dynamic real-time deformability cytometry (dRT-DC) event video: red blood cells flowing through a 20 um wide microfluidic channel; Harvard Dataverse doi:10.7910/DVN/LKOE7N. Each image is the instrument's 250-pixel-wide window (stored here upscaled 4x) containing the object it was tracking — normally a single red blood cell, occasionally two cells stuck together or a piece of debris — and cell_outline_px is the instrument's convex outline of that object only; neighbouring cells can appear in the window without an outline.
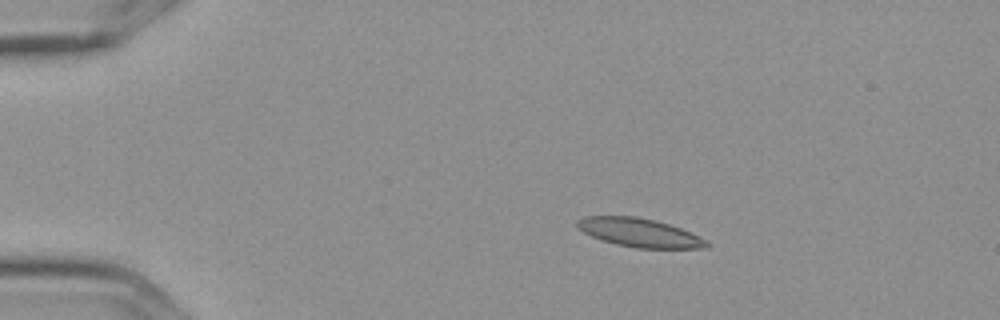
{"species": "Egyptian fruit bat (a non-hibernating species)", "species_latin": "Rousettus aegyptiacus", "temperature_condition": "cold", "stored_images_in_passage": 5, "camera_frame_rate_fps": 3000, "um_per_image_px": 0.085, "frame": {"image": 1, "passage_image": 3, "time_ms": 0.667, "image_size_px": [1000, 320], "cell_outline_px": [[712, 244], [704, 248], [636, 248], [616, 244], [592, 236], [584, 232], [576, 224], [576, 220], [584, 216], [636, 216], [656, 220], [680, 228], [708, 240]], "centroid_in_image_um": [54.38, 19.77], "position_along_channel_um": 30.6, "area_um2": 21.5}}